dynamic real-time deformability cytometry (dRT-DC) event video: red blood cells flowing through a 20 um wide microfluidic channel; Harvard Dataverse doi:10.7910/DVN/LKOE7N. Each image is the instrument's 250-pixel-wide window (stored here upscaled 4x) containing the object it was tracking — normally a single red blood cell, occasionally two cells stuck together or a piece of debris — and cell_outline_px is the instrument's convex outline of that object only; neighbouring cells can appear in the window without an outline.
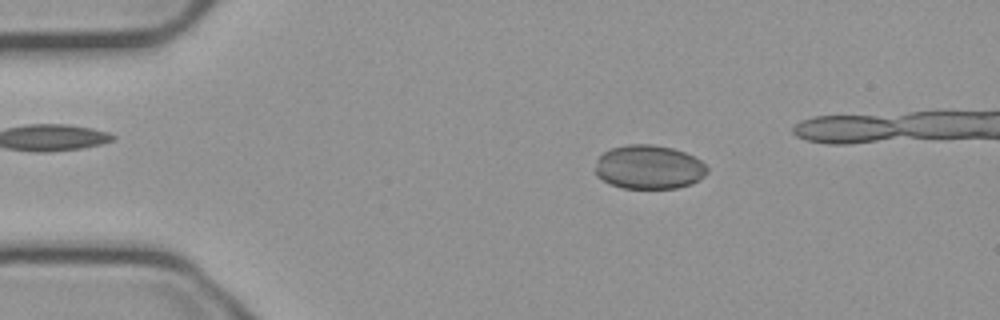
{"species": "common noctule bat (a hibernating species)", "species_latin": "Nyctalus noctula", "temperature_condition": "cold", "stored_images_in_passage": 46, "camera_frame_rate_fps": 3000, "um_per_image_px": 0.085, "animal": {"sex": "male", "body_mass_g": 23.1, "forearm_length_mm": 52.7}, "frame": {"image": 1, "passage_image": 9, "time_ms": 2.667, "image_size_px": [1000, 320], "cell_outline_px": [[708, 172], [704, 176], [692, 184], [676, 188], [624, 188], [612, 184], [596, 176], [596, 160], [604, 152], [612, 148], [628, 144], [652, 144], [672, 148], [684, 152], [700, 160], [708, 168]], "centroid_in_image_um": [55.16, 14.2], "position_along_channel_um": 29.8, "area_um2": 28.55}}
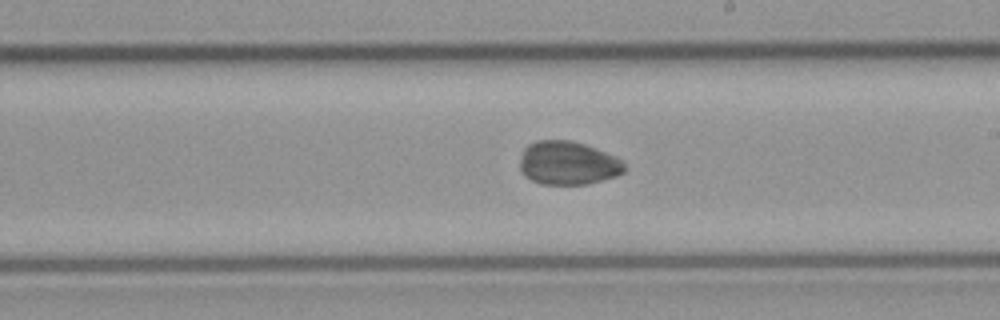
{"frame": {"image": 2, "passage_image": 30, "time_ms": 9.667, "image_size_px": [1000, 320], "cell_outline_px": [[628, 168], [624, 172], [616, 176], [588, 184], [540, 184], [524, 176], [520, 172], [520, 156], [524, 148], [528, 144], [536, 140], [572, 140], [584, 144], [604, 152], [620, 160]], "centroid_in_image_um": [48.23, 13.86], "position_along_channel_um": 240.8, "area_um2": 26.59}}
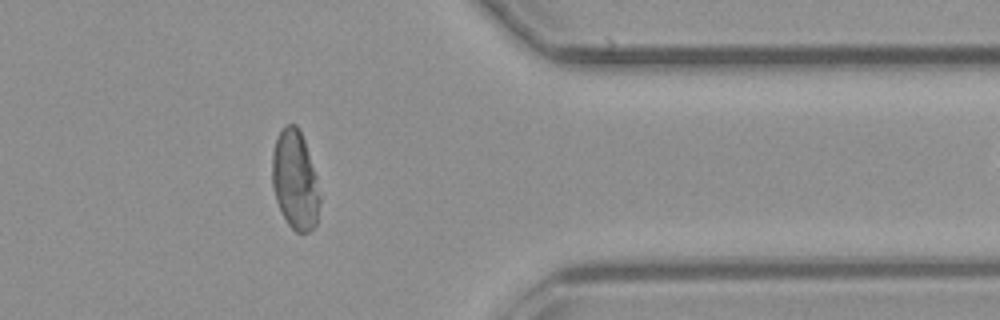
{"frame": {"image": 3, "passage_image": 43, "time_ms": 14.0, "image_size_px": [1000, 320], "cell_outline_px": [[320, 200], [316, 224], [308, 232], [296, 232], [288, 224], [276, 200], [272, 184], [272, 152], [276, 136], [284, 124], [296, 124], [300, 128], [316, 176], [320, 196]], "centroid_in_image_um": [25.06, 15.26], "position_along_channel_um": 386.3, "area_um2": 27.51}}